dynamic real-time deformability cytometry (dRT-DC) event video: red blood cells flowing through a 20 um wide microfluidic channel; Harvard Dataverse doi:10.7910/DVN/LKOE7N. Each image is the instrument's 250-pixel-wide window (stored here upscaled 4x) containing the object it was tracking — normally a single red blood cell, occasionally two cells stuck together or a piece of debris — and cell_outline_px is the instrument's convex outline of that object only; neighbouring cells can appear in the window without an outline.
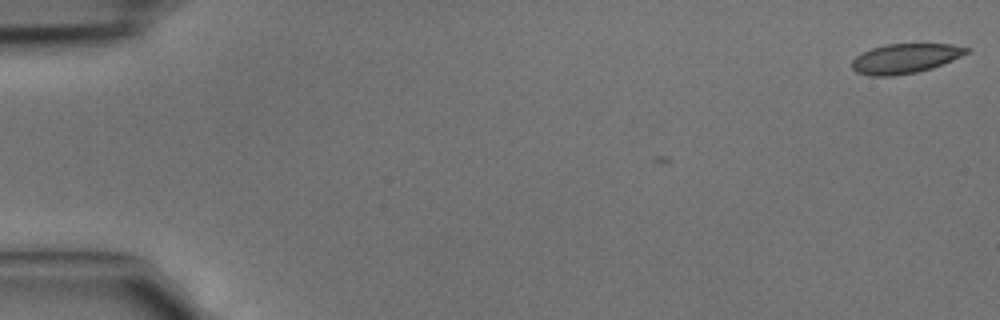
{"species": "common noctule bat (a hibernating species)", "species_latin": "Nyctalus noctula", "temperature_condition": "cold", "stored_images_in_passage": 5, "camera_frame_rate_fps": 3000, "um_per_image_px": 0.085, "animal": {"sex": "male", "body_mass_g": 15.6}, "frame": {"image": 1, "passage_image": 1, "time_ms": 0.0, "image_size_px": [1000, 320], "cell_outline_px": [[972, 48], [968, 52], [952, 60], [932, 68], [916, 72], [892, 76], [872, 76], [856, 72], [852, 68], [852, 60], [856, 56], [872, 48], [884, 44], [952, 44]], "centroid_in_image_um": [76.94, 4.97], "position_along_channel_um": 8.1, "area_um2": 19.71}}
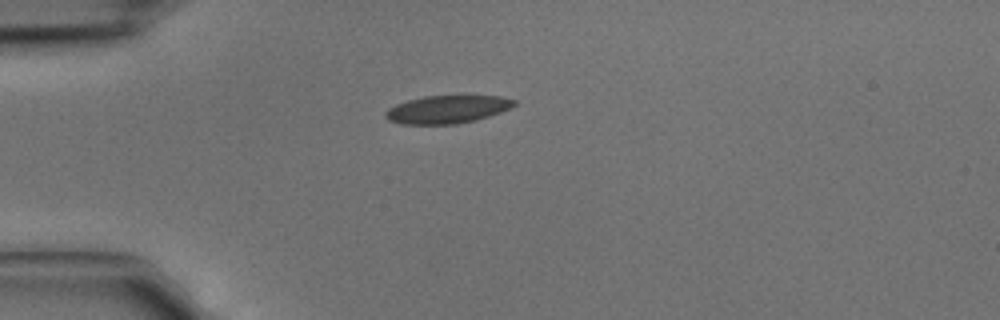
{"frame": {"image": 2, "passage_image": 4, "time_ms": 1.0, "image_size_px": [1000, 320], "cell_outline_px": [[516, 104], [512, 108], [476, 120], [456, 124], [400, 124], [388, 120], [384, 116], [384, 112], [388, 108], [396, 104], [408, 100], [424, 96], [500, 96], [516, 100]], "centroid_in_image_um": [38.0, 9.3], "position_along_channel_um": 47.0, "area_um2": 20.98}}